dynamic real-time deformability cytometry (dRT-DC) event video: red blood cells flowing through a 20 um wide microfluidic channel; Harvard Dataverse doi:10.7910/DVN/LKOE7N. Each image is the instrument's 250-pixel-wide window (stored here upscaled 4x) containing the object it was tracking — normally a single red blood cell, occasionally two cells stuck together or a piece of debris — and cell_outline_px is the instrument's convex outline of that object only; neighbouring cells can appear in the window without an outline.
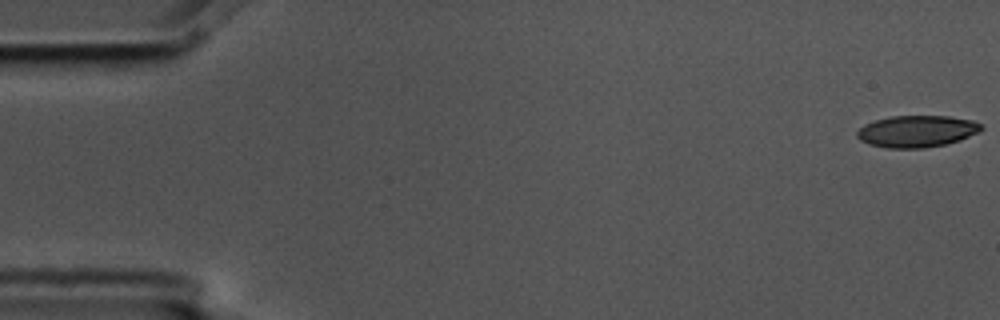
{"species": "common noctule bat (a hibernating species)", "species_latin": "Nyctalus noctula", "temperature_condition": "cold", "stored_images_in_passage": 5, "camera_frame_rate_fps": 3000, "um_per_image_px": 0.085, "animal": {"sex": "male", "body_mass_g": 17.5, "forearm_length_mm": 52.3}, "frame": {"image": 1, "passage_image": 1, "time_ms": 0.0, "image_size_px": [1000, 320], "cell_outline_px": [[984, 128], [980, 132], [960, 140], [944, 144], [924, 148], [888, 148], [868, 144], [860, 140], [856, 136], [856, 132], [864, 124], [876, 120], [892, 116], [948, 116], [972, 120], [980, 124]], "centroid_in_image_um": [77.93, 11.16], "position_along_channel_um": 7.1, "area_um2": 23.0}}
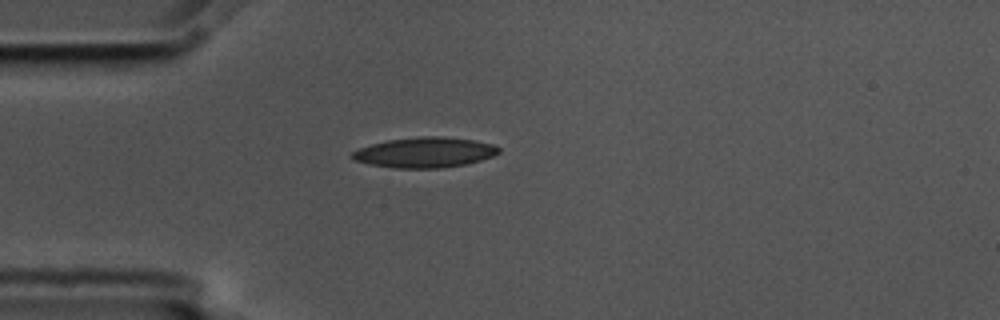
{"frame": {"image": 2, "passage_image": 4, "time_ms": 1.0, "image_size_px": [1000, 320], "cell_outline_px": [[500, 152], [492, 156], [480, 160], [464, 164], [440, 168], [396, 168], [372, 164], [352, 160], [348, 156], [352, 152], [360, 148], [372, 144], [388, 140], [416, 136], [440, 136], [472, 140], [492, 144], [500, 148]], "centroid_in_image_um": [36.07, 12.95], "position_along_channel_um": 48.9, "area_um2": 25.72}}